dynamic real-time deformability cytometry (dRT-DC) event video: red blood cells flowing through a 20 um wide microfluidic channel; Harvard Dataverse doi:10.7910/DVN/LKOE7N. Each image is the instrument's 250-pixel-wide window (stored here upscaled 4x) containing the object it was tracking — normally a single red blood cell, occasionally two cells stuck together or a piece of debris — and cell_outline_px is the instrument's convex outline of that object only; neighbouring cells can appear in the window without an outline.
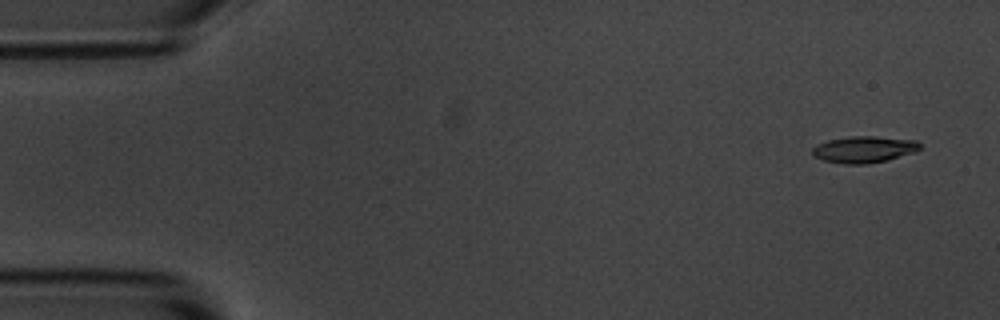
{"species": "common noctule bat (a hibernating species)", "species_latin": "Nyctalus noctula", "temperature_condition": "room temperature", "stored_images_in_passage": 4, "camera_frame_rate_fps": 3000, "um_per_image_px": 0.085, "animal": {"sex": "male", "body_mass_g": 20.1, "forearm_length_mm": 53.5}, "frame": {"image": 1, "passage_image": 1, "time_ms": 0.0, "image_size_px": [1000, 320], "cell_outline_px": [[920, 148], [916, 152], [888, 160], [868, 164], [844, 164], [824, 160], [812, 156], [812, 148], [816, 144], [828, 140], [848, 136], [876, 136], [916, 140], [920, 144]], "centroid_in_image_um": [73.43, 12.7], "position_along_channel_um": 11.6, "area_um2": 16.88}}
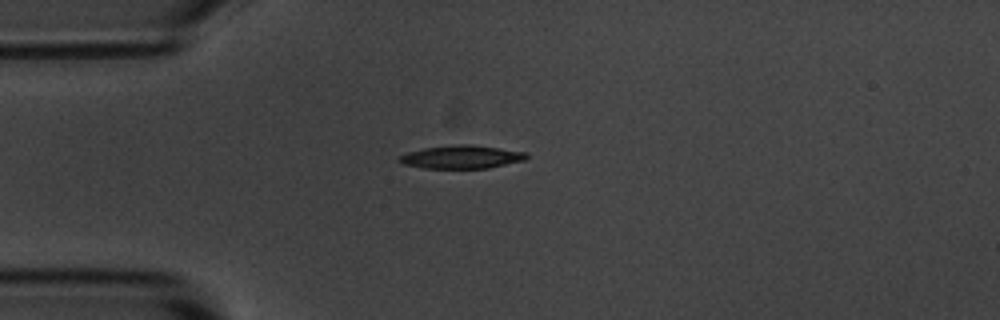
{"frame": {"image": 2, "passage_image": 4, "time_ms": 3.667, "image_size_px": [1000, 320], "cell_outline_px": [[528, 156], [524, 160], [488, 168], [424, 168], [404, 164], [396, 160], [400, 156], [408, 152], [424, 148], [456, 144], [472, 144], [528, 152]], "centroid_in_image_um": [39.24, 13.33], "position_along_channel_um": 45.8, "area_um2": 17.17}}